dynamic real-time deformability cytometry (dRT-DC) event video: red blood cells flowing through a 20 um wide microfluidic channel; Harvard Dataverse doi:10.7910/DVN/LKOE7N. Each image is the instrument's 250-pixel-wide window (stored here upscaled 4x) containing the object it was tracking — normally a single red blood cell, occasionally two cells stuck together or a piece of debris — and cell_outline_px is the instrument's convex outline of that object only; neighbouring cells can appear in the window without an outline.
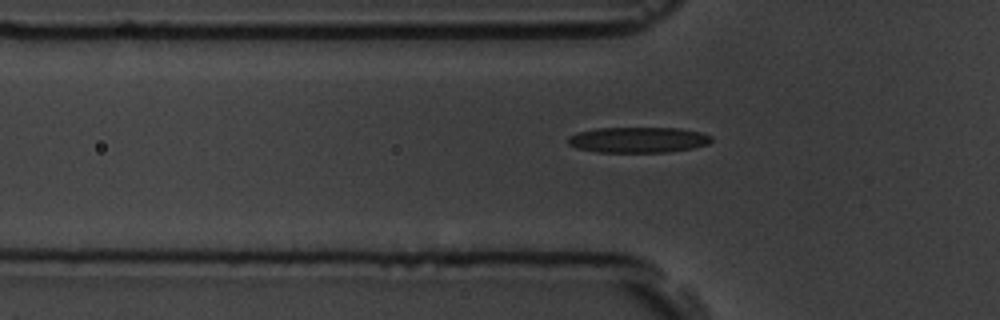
{"species": "common noctule bat (a hibernating species)", "species_latin": "Nyctalus noctula", "temperature_condition": "room temperature", "stored_images_in_passage": 45, "camera_frame_rate_fps": 3000, "um_per_image_px": 0.085, "animal": {"sex": "male", "body_mass_g": 19.5, "forearm_length_mm": 54.6}, "frame": {"image": 1, "passage_image": 14, "time_ms": 4.333, "image_size_px": [1000, 320], "cell_outline_px": [[712, 140], [708, 144], [692, 148], [668, 152], [596, 152], [576, 148], [568, 144], [568, 136], [576, 132], [596, 128], [680, 128], [700, 132], [712, 136]], "centroid_in_image_um": [54.21, 11.88], "position_along_channel_um": 71.6, "area_um2": 21.56}}
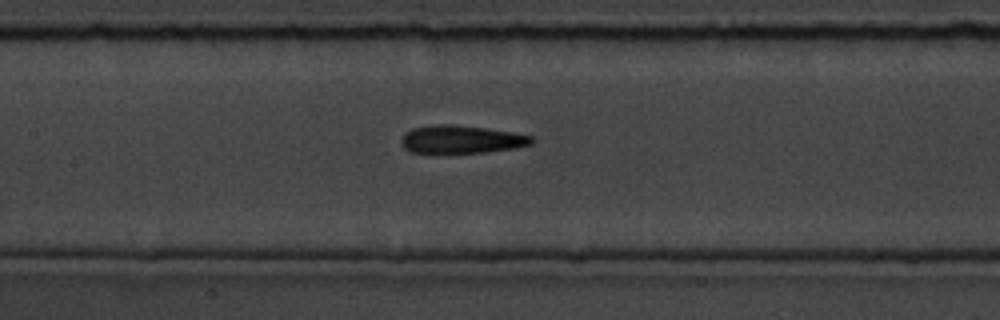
{"frame": {"image": 2, "passage_image": 22, "time_ms": 7.0, "image_size_px": [1000, 320], "cell_outline_px": [[532, 144], [516, 148], [484, 152], [412, 152], [404, 148], [400, 140], [404, 132], [412, 128], [432, 124], [452, 124], [488, 128], [512, 132], [532, 136]], "centroid_in_image_um": [39.19, 11.83], "position_along_channel_um": 168.2, "area_um2": 21.21}}
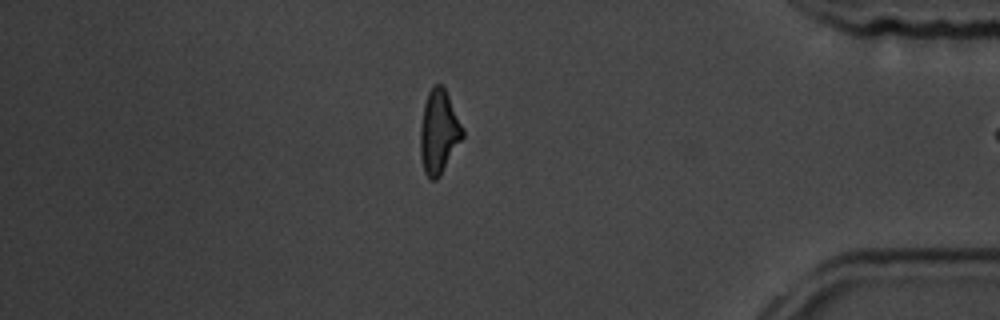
{"frame": {"image": 3, "passage_image": 44, "time_ms": 14.333, "image_size_px": [1000, 320], "cell_outline_px": [[464, 136], [440, 176], [436, 180], [428, 180], [424, 172], [420, 156], [420, 128], [424, 104], [428, 92], [432, 84], [440, 84], [444, 88], [464, 128]], "centroid_in_image_um": [37.29, 11.24], "position_along_channel_um": 397.9, "area_um2": 20.75}}